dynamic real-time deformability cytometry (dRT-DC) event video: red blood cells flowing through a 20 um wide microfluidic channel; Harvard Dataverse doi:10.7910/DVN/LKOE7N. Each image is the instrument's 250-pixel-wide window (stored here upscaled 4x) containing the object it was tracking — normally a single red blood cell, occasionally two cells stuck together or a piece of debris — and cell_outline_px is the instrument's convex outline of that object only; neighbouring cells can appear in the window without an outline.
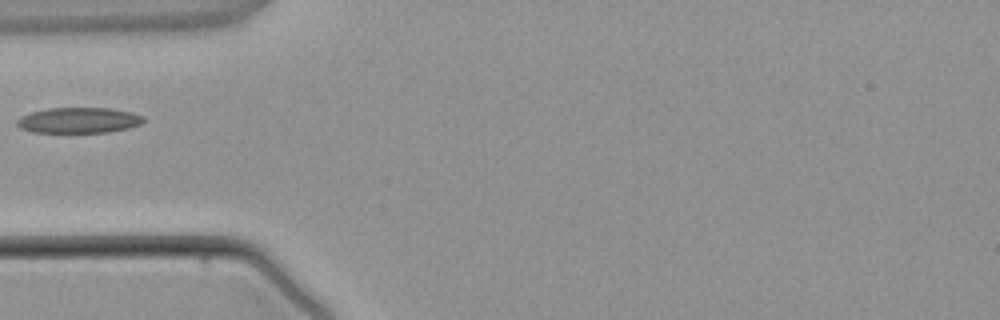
{"species": "common noctule bat (a hibernating species)", "species_latin": "Nyctalus noctula", "temperature_condition": "warm", "stored_images_in_passage": 1, "camera_frame_rate_fps": 3000, "um_per_image_px": 0.085, "animal": {"sex": "male", "body_mass_g": 21.5, "forearm_length_mm": 52.0}, "frame": {"image": 1, "passage_image": 1, "time_ms": 0.0, "image_size_px": [1000, 320], "cell_outline_px": [[144, 120], [140, 124], [128, 128], [108, 132], [32, 132], [20, 128], [16, 124], [16, 120], [20, 116], [32, 112], [48, 108], [108, 108], [132, 112], [144, 116]], "centroid_in_image_um": [6.68, 10.22], "position_along_channel_um": 78.3, "area_um2": 18.84}}